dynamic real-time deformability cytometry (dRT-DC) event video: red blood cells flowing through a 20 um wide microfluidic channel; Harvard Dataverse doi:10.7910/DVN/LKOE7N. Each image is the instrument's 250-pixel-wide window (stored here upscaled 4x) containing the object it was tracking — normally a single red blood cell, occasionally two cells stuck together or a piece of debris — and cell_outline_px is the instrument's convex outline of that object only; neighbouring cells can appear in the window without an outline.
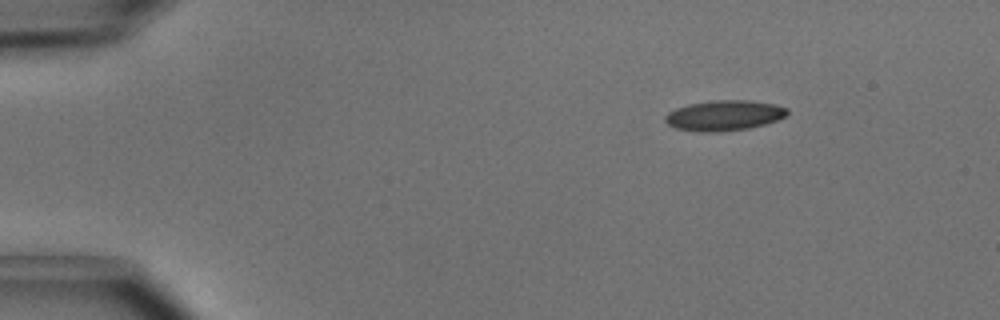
{"species": "common noctule bat (a hibernating species)", "species_latin": "Nyctalus noctula", "temperature_condition": "cold", "stored_images_in_passage": 4, "camera_frame_rate_fps": 3000, "um_per_image_px": 0.085, "animal": {"sex": "male", "body_mass_g": 15.6}, "frame": {"image": 1, "passage_image": 1, "time_ms": 0.0, "image_size_px": [1000, 320], "cell_outline_px": [[788, 112], [784, 116], [776, 120], [764, 124], [748, 128], [720, 132], [700, 132], [676, 128], [668, 124], [664, 120], [664, 116], [668, 112], [676, 108], [688, 104], [712, 100], [748, 100], [772, 104], [788, 108]], "centroid_in_image_um": [61.51, 9.81], "position_along_channel_um": 23.5, "area_um2": 21.5}}
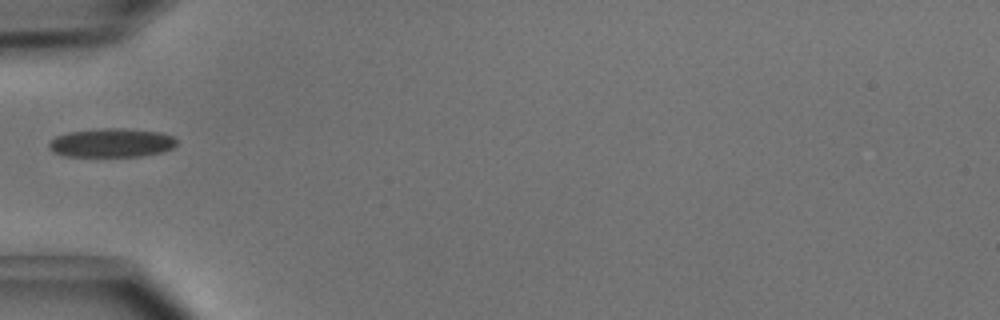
{"frame": {"image": 2, "passage_image": 4, "time_ms": 1.0, "image_size_px": [1000, 320], "cell_outline_px": [[176, 144], [172, 148], [160, 152], [140, 156], [64, 156], [52, 152], [48, 148], [48, 144], [56, 136], [68, 132], [100, 128], [124, 128], [160, 132], [172, 136], [176, 140]], "centroid_in_image_um": [9.44, 12.13], "position_along_channel_um": 75.6, "area_um2": 21.44}}